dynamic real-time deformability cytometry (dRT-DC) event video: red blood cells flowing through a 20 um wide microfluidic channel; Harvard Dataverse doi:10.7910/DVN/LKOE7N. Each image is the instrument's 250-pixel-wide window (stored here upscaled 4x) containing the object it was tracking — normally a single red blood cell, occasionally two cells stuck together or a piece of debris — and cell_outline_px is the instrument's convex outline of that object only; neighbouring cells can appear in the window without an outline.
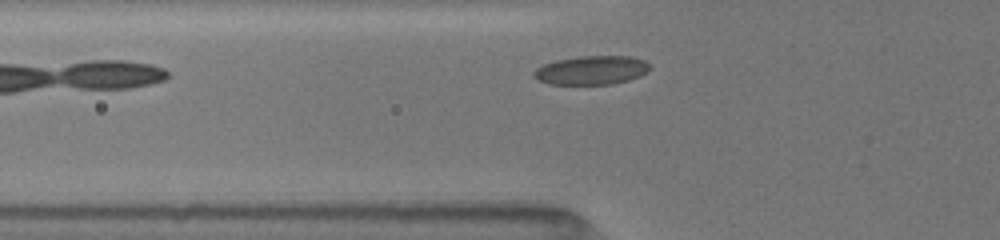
{"species": "common noctule bat (a hibernating species)", "species_latin": "Nyctalus noctula", "temperature_condition": "room temperature", "stored_images_in_passage": 5, "camera_frame_rate_fps": 3000, "um_per_image_px": 0.085, "animal": {"sex": "female", "body_mass_g": 19.5, "forearm_length_mm": 54.1}, "frame": {"image": 1, "passage_image": 5, "time_ms": 2.0, "image_size_px": [1000, 240], "cell_outline_px": [[648, 68], [640, 76], [628, 80], [612, 84], [548, 84], [532, 76], [532, 72], [536, 68], [544, 64], [556, 60], [580, 56], [632, 56], [644, 60], [648, 64]], "centroid_in_image_um": [50.23, 5.96], "position_along_channel_um": 75.6, "area_um2": 19.36}}